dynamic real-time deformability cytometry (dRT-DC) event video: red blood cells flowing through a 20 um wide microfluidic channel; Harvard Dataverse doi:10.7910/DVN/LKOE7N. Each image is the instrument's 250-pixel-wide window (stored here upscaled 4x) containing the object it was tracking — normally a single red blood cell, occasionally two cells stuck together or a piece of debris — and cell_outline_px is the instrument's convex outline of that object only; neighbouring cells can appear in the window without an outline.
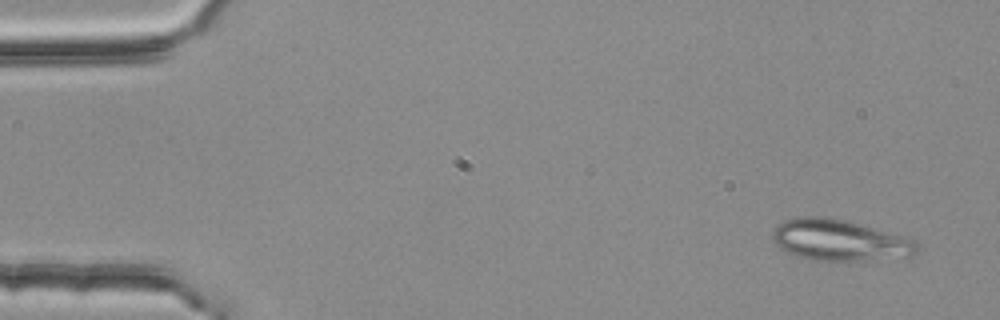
{"species": "common noctule bat (a hibernating species)", "species_latin": "Nyctalus noctula", "temperature_condition": "room temperature", "stored_images_in_passage": 3, "camera_frame_rate_fps": 3000, "um_per_image_px": 0.085, "animal": {"sex": "female", "body_mass_g": 25.1}, "frame": {"image": 1, "passage_image": 1, "time_ms": 0.0, "image_size_px": [1000, 320], "cell_outline_px": [[920, 252], [912, 256], [856, 260], [812, 260], [796, 256], [784, 252], [776, 244], [772, 236], [772, 232], [784, 220], [800, 216], [824, 216], [848, 220], [908, 236], [916, 240]], "centroid_in_image_um": [71.41, 20.4], "position_along_channel_um": 13.6, "area_um2": 35.08}}